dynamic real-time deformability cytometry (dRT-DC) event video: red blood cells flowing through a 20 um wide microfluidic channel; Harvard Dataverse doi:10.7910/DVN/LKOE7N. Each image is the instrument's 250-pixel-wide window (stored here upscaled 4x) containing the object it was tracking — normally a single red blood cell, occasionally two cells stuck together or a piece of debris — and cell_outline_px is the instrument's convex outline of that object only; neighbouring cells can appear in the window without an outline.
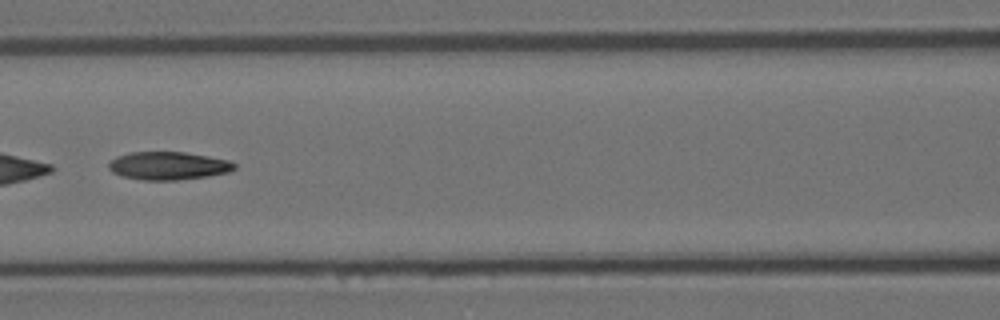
{"species": "Egyptian fruit bat (a non-hibernating species)", "species_latin": "Rousettus aegyptiacus", "temperature_condition": "room temperature", "stored_images_in_passage": 54, "camera_frame_rate_fps": 3000, "um_per_image_px": 0.085, "animal": {"sex": "female"}, "frame": {"image": 1, "passage_image": 24, "time_ms": 7.667, "image_size_px": [1000, 320], "cell_outline_px": [[236, 168], [228, 172], [208, 176], [176, 180], [144, 180], [120, 176], [112, 172], [108, 168], [108, 164], [116, 156], [132, 152], [184, 152], [208, 156], [228, 160], [236, 164]], "centroid_in_image_um": [14.29, 14.09], "position_along_channel_um": 152.3, "area_um2": 20.52}}
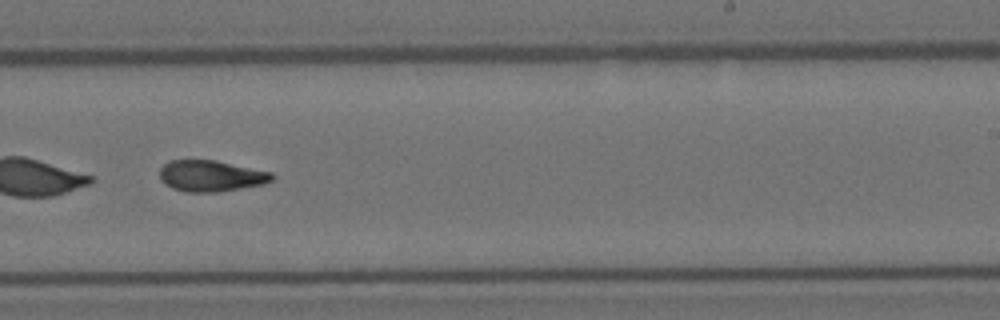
{"frame": {"image": 2, "passage_image": 34, "time_ms": 11.0, "image_size_px": [1000, 320], "cell_outline_px": [[276, 176], [272, 180], [264, 184], [220, 192], [184, 192], [172, 188], [164, 184], [160, 180], [160, 168], [164, 164], [172, 160], [216, 160], [272, 172]], "centroid_in_image_um": [17.94, 14.96], "position_along_channel_um": 271.1, "area_um2": 20.63}}
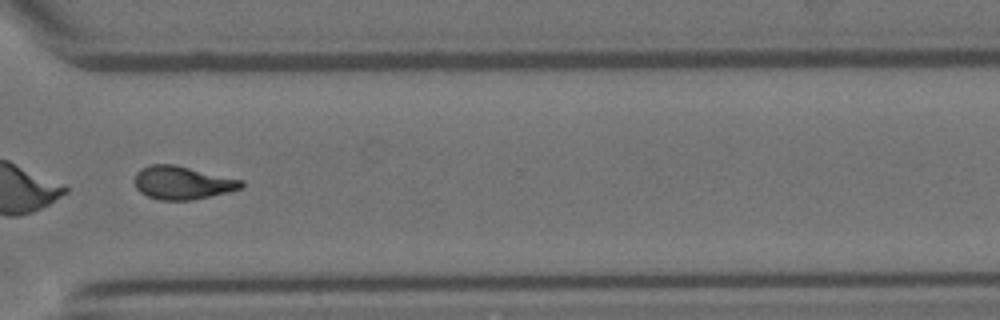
{"frame": {"image": 3, "passage_image": 41, "time_ms": 13.333, "image_size_px": [1000, 320], "cell_outline_px": [[244, 184], [240, 188], [228, 192], [192, 200], [160, 200], [148, 196], [140, 192], [136, 188], [136, 172], [140, 168], [152, 164], [176, 164], [244, 180]], "centroid_in_image_um": [15.51, 15.52], "position_along_channel_um": 355.1, "area_um2": 20.69}, "authors_computed_cell_mechanics": {"area_um2": 21.2126, "velocity_mm_per_s": 3.5885, "shape_relaxation_time_tau1_ms": 7.1854, "shape_relaxation_time_tau2_ms": 4.0699, "deformation_change_tau1": 0.2217, "deformation_change_tau2": 0.1129}}